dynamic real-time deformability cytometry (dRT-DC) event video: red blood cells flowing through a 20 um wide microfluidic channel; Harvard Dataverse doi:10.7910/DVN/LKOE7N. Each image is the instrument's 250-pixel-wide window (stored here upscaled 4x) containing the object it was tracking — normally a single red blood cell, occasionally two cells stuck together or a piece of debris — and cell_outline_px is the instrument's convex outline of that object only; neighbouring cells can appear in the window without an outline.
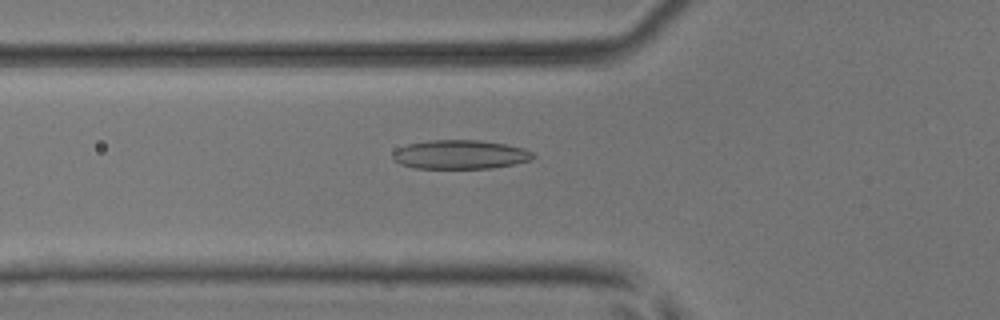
{"species": "common noctule bat (a hibernating species)", "species_latin": "Nyctalus noctula", "temperature_condition": "room temperature", "stored_images_in_passage": 41, "camera_frame_rate_fps": 3000, "um_per_image_px": 0.085, "animal": {"sex": "male", "body_mass_g": 17.9, "forearm_length_mm": 54.2}, "frame": {"image": 1, "passage_image": 9, "time_ms": 2.667, "image_size_px": [1000, 320], "cell_outline_px": [[536, 156], [532, 160], [492, 168], [412, 168], [400, 164], [392, 160], [392, 152], [396, 148], [408, 144], [428, 140], [480, 140], [504, 144], [524, 148], [532, 152]], "centroid_in_image_um": [39.07, 13.13], "position_along_channel_um": 86.7, "area_um2": 23.87}}
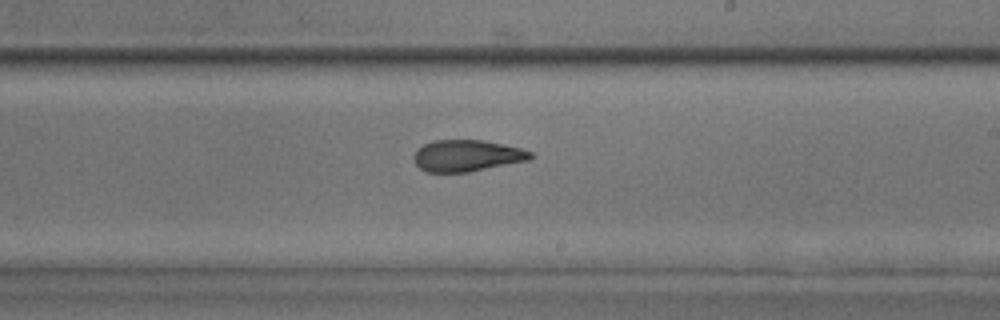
{"frame": {"image": 2, "passage_image": 21, "time_ms": 6.667, "image_size_px": [1000, 320], "cell_outline_px": [[536, 156], [528, 160], [468, 172], [424, 172], [416, 164], [412, 156], [416, 148], [432, 140], [484, 140], [520, 148], [532, 152]], "centroid_in_image_um": [39.65, 13.23], "position_along_channel_um": 249.3, "area_um2": 21.56}}
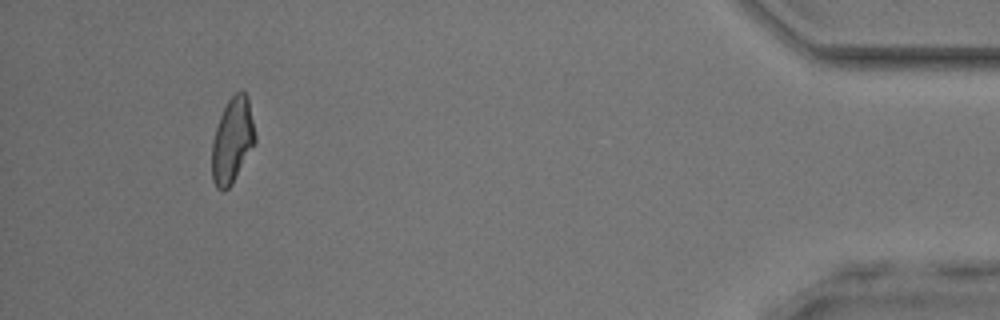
{"frame": {"image": 3, "passage_image": 38, "time_ms": 12.333, "image_size_px": [1000, 320], "cell_outline_px": [[256, 144], [232, 184], [224, 192], [220, 192], [216, 188], [212, 180], [212, 140], [220, 116], [228, 100], [240, 88], [248, 96], [256, 136]], "centroid_in_image_um": [19.76, 11.96], "position_along_channel_um": 415.4, "area_um2": 21.85}, "authors_computed_cell_mechanics": {"area_um2": 22.0218, "velocity_mm_per_s": 4.0728, "shape_relaxation_time_tau1_ms": 6.4761, "shape_relaxation_time_tau2_ms": 2.2182, "deformation_change_tau1": 0.1709, "deformation_change_tau2": 0.0889}}